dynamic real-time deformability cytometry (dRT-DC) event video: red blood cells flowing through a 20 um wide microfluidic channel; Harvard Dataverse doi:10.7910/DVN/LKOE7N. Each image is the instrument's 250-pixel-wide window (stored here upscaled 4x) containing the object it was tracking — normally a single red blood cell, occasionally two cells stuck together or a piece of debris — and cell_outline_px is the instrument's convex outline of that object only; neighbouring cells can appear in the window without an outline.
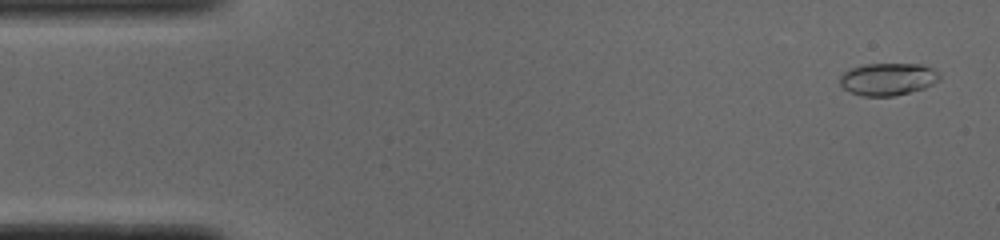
{"species": "common noctule bat (a hibernating species)", "species_latin": "Nyctalus noctula", "temperature_condition": "cold", "stored_images_in_passage": 51, "camera_frame_rate_fps": 3000, "um_per_image_px": 0.085, "animal": {"sex": "male", "body_mass_g": 19.0, "forearm_length_mm": 50.8}, "frame": {"image": 1, "passage_image": 2, "time_ms": 0.333, "image_size_px": [1000, 240], "cell_outline_px": [[940, 80], [924, 88], [892, 96], [864, 96], [852, 92], [844, 88], [840, 84], [840, 76], [844, 72], [852, 68], [864, 64], [920, 64], [932, 68], [940, 72]], "centroid_in_image_um": [75.49, 6.71], "position_along_channel_um": 9.5, "area_um2": 18.67}}
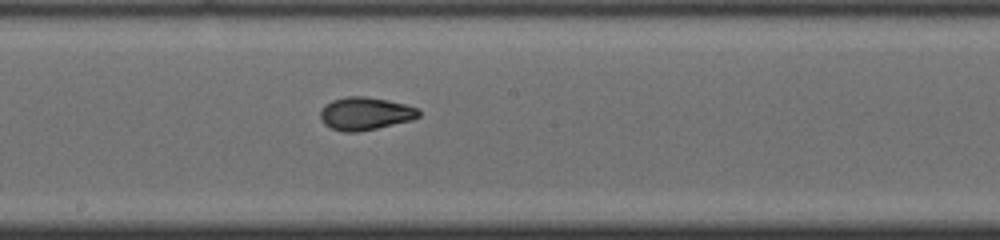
{"frame": {"image": 2, "passage_image": 27, "time_ms": 8.667, "image_size_px": [1000, 240], "cell_outline_px": [[420, 116], [412, 120], [376, 128], [356, 132], [344, 132], [332, 128], [324, 124], [320, 120], [320, 112], [332, 100], [348, 96], [364, 96], [388, 100], [420, 108]], "centroid_in_image_um": [31.07, 9.65], "position_along_channel_um": 217.1, "area_um2": 18.73}}
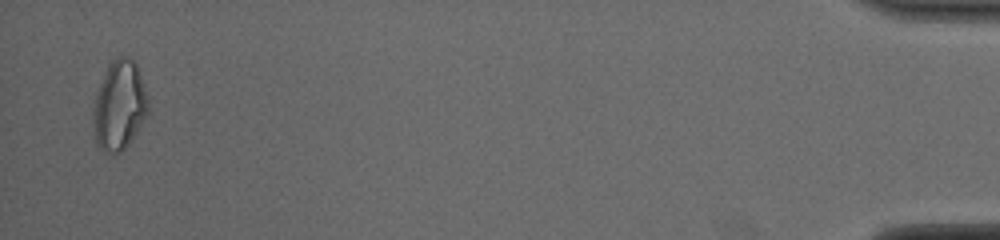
{"frame": {"image": 3, "passage_image": 50, "time_ms": 16.333, "image_size_px": [1000, 240], "cell_outline_px": [[148, 112], [128, 144], [120, 152], [112, 156], [104, 152], [96, 144], [92, 124], [92, 108], [96, 92], [108, 64], [112, 60], [120, 56], [128, 56], [136, 64], [144, 84], [148, 96]], "centroid_in_image_um": [10.1, 8.98], "position_along_channel_um": 425.1, "area_um2": 28.9}, "authors_computed_cell_mechanics": {"area_um2": 18.6694, "velocity_mm_per_s": 3.8942, "shape_relaxation_time_tau1_ms": 11.0983, "shape_relaxation_time_tau2_ms": 1.8303, "deformation_change_tau1": 0.3011, "deformation_change_tau2": 0.0485}}